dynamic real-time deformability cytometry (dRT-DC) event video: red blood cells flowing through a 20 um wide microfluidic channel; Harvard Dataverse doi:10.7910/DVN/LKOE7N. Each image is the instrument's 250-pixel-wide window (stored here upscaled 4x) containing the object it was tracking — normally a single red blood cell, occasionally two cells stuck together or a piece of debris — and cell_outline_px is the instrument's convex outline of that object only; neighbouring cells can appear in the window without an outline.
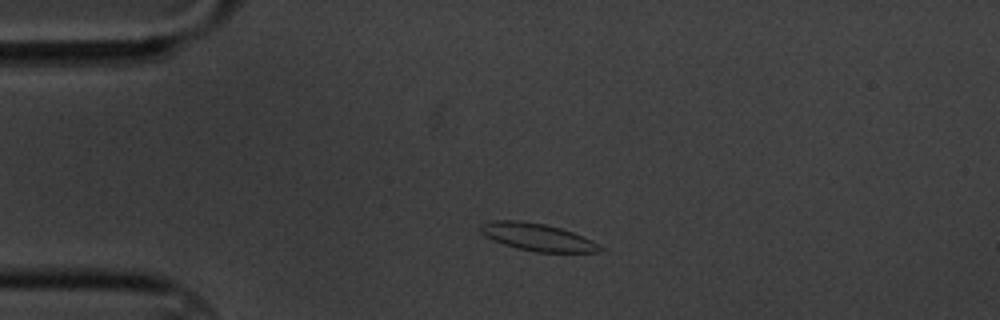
{"species": "common noctule bat (a hibernating species)", "species_latin": "Nyctalus noctula", "temperature_condition": "cold", "stored_images_in_passage": 3, "camera_frame_rate_fps": 3000, "um_per_image_px": 0.085, "animal": {"sex": "male", "body_mass_g": 20.1, "forearm_length_mm": 53.5}, "frame": {"image": 1, "passage_image": 2, "time_ms": 1.333, "image_size_px": [1000, 320], "cell_outline_px": [[604, 248], [600, 252], [536, 252], [504, 244], [484, 236], [480, 232], [480, 224], [492, 220], [520, 220], [544, 224], [560, 228], [584, 236], [600, 244]], "centroid_in_image_um": [45.69, 20.14], "position_along_channel_um": 39.3, "area_um2": 19.07}}